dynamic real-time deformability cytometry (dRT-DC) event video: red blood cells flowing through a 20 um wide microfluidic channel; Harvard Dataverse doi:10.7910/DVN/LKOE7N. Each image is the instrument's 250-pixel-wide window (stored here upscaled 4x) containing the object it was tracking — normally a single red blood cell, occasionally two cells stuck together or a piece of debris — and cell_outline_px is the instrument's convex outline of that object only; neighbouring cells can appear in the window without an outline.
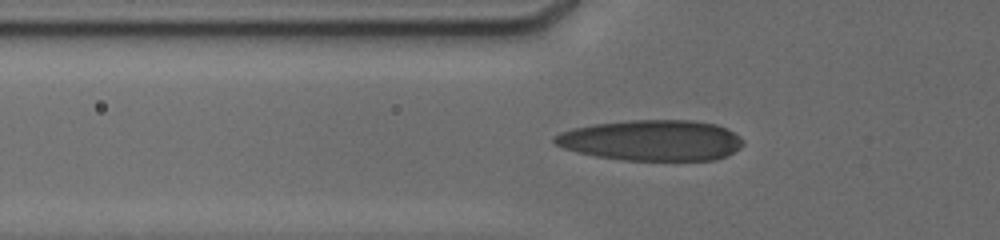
{"species": "human", "species_latin": "Homo sapiens", "temperature_condition": "cold", "stored_images_in_passage": 61, "camera_frame_rate_fps": 3000, "um_per_image_px": 0.085, "donor": {"sex": "male"}, "frame": {"image": 1, "passage_image": 29, "time_ms": 7.0, "image_size_px": [1000, 240], "cell_outline_px": [[744, 144], [740, 148], [728, 156], [716, 160], [624, 160], [596, 156], [576, 152], [564, 148], [556, 144], [552, 140], [552, 136], [560, 132], [572, 128], [592, 124], [632, 120], [688, 120], [716, 124], [732, 132], [744, 140]], "centroid_in_image_um": [55.38, 11.93], "position_along_channel_um": 70.4, "area_um2": 44.91}}
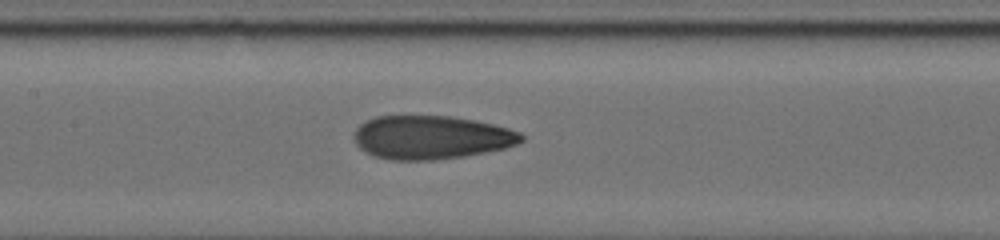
{"frame": {"image": 2, "passage_image": 46, "time_ms": 9.667, "image_size_px": [1000, 240], "cell_outline_px": [[524, 140], [516, 144], [504, 148], [464, 156], [432, 160], [392, 160], [372, 156], [364, 152], [352, 140], [352, 136], [356, 128], [364, 120], [376, 116], [452, 116], [492, 124], [508, 128], [520, 132], [524, 136]], "centroid_in_image_um": [36.59, 11.68], "position_along_channel_um": 170.8, "area_um2": 42.66}}
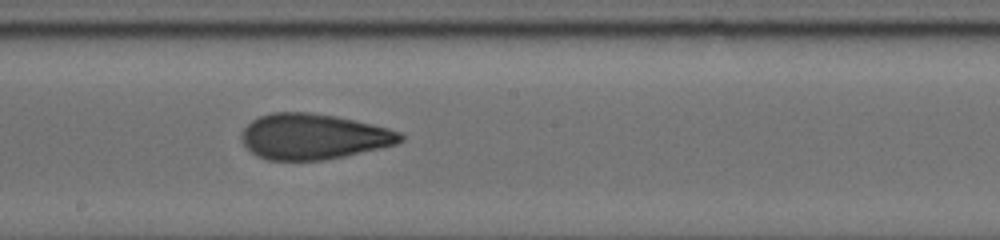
{"frame": {"image": 3, "passage_image": 55, "time_ms": 11.0, "image_size_px": [1000, 240], "cell_outline_px": [[404, 140], [396, 144], [380, 148], [344, 156], [324, 160], [268, 160], [256, 156], [240, 140], [240, 132], [252, 120], [260, 116], [272, 112], [308, 112], [336, 116], [372, 124], [388, 128], [400, 132], [404, 136]], "centroid_in_image_um": [26.62, 11.6], "position_along_channel_um": 221.6, "area_um2": 42.25}}